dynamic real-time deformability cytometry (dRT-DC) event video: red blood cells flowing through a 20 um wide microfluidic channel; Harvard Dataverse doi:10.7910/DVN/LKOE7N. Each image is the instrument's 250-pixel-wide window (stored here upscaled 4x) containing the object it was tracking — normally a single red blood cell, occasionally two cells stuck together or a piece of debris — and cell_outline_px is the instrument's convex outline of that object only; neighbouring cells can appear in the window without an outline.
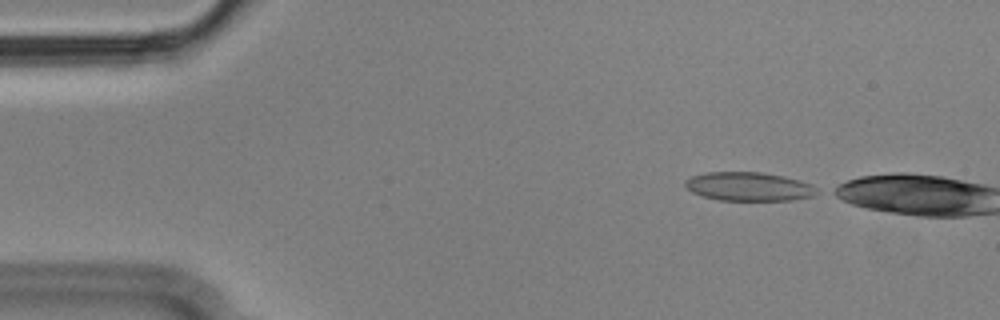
{"species": "Egyptian fruit bat (a non-hibernating species)", "species_latin": "Rousettus aegyptiacus", "temperature_condition": "cold", "stored_images_in_passage": 4, "camera_frame_rate_fps": 3000, "um_per_image_px": 0.085, "animal": {"sex": "male"}, "frame": {"image": 1, "passage_image": 1, "time_ms": 0.0, "image_size_px": [1000, 320], "cell_outline_px": [[820, 192], [812, 196], [792, 200], [720, 200], [704, 196], [692, 192], [684, 184], [684, 180], [692, 176], [708, 172], [760, 172], [784, 176], [800, 180], [812, 184], [820, 188]], "centroid_in_image_um": [63.71, 15.85], "position_along_channel_um": 21.3, "area_um2": 22.14}}